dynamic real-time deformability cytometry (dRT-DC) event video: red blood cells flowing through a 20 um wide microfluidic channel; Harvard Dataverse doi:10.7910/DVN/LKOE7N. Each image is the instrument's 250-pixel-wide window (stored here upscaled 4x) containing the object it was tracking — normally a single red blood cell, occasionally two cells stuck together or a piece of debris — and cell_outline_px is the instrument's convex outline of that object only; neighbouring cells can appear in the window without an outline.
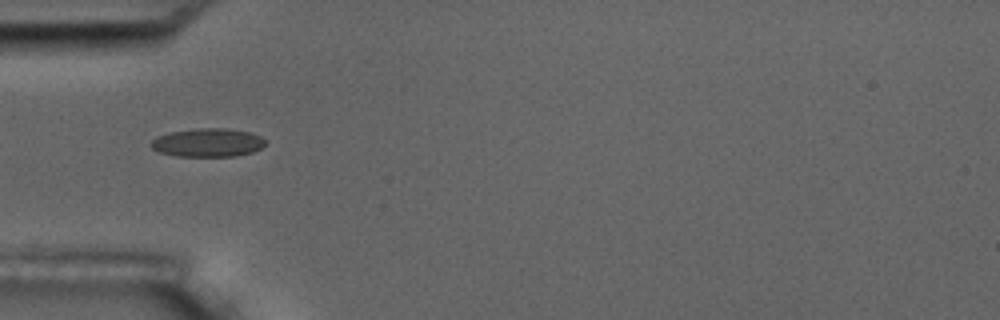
{"species": "common noctule bat (a hibernating species)", "species_latin": "Nyctalus noctula", "temperature_condition": "room temperature", "stored_images_in_passage": 7, "camera_frame_rate_fps": 3000, "um_per_image_px": 0.085, "animal": {"sex": "male", "body_mass_g": 17.5, "forearm_length_mm": 52.3}, "frame": {"image": 1, "passage_image": 4, "time_ms": 4.333, "image_size_px": [1000, 320], "cell_outline_px": [[264, 144], [260, 148], [252, 152], [236, 156], [176, 156], [160, 152], [152, 148], [152, 140], [156, 136], [168, 132], [196, 128], [228, 128], [252, 132], [260, 136], [264, 140]], "centroid_in_image_um": [17.65, 12.11], "position_along_channel_um": 67.3, "area_um2": 19.02}}
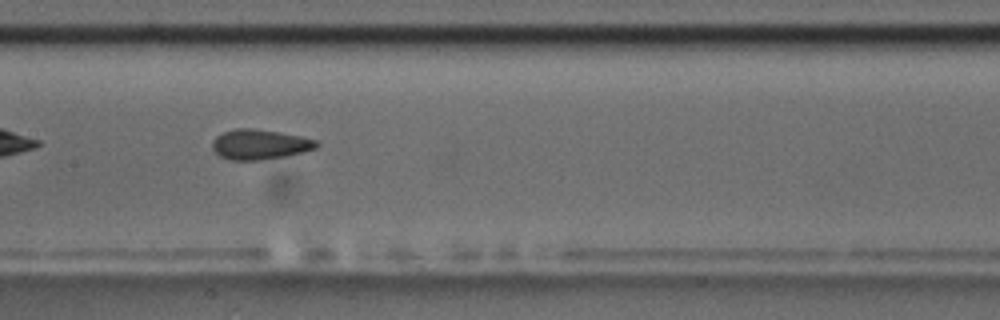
{"frame": {"image": 2, "passage_image": 7, "time_ms": 7.667, "image_size_px": [1000, 320], "cell_outline_px": [[320, 144], [316, 148], [304, 152], [284, 156], [260, 160], [228, 160], [220, 156], [212, 148], [212, 140], [216, 136], [224, 132], [236, 128], [252, 128], [280, 132], [300, 136], [316, 140]], "centroid_in_image_um": [22.07, 12.27], "position_along_channel_um": 185.3, "area_um2": 18.26}}